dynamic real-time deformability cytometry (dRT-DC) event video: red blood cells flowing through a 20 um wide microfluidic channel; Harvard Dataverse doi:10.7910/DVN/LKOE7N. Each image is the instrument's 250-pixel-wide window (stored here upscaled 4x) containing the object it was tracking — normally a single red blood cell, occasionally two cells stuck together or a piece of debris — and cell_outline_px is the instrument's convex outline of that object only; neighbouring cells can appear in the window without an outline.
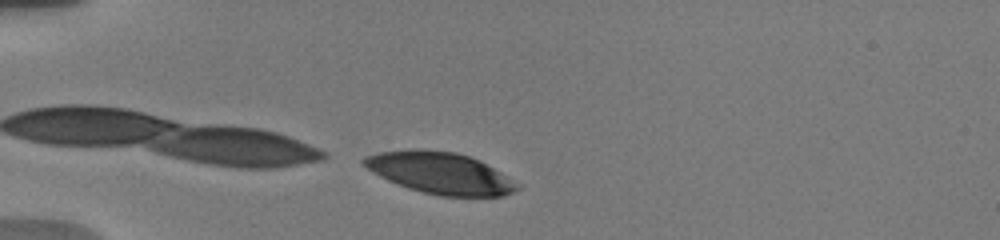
{"species": "human", "species_latin": "Homo sapiens", "temperature_condition": "warm", "stored_images_in_passage": 8, "camera_frame_rate_fps": 3000, "um_per_image_px": 0.085, "donor": {"sex": "male"}, "frame": {"image": 1, "passage_image": 1, "time_ms": 0.0, "image_size_px": [1000, 240], "cell_outline_px": [[520, 188], [504, 196], [440, 196], [408, 188], [388, 180], [380, 176], [360, 164], [360, 160], [364, 156], [380, 152], [456, 152], [480, 160], [520, 184]], "centroid_in_image_um": [37.45, 14.75], "position_along_channel_um": 47.5, "area_um2": 36.07}}